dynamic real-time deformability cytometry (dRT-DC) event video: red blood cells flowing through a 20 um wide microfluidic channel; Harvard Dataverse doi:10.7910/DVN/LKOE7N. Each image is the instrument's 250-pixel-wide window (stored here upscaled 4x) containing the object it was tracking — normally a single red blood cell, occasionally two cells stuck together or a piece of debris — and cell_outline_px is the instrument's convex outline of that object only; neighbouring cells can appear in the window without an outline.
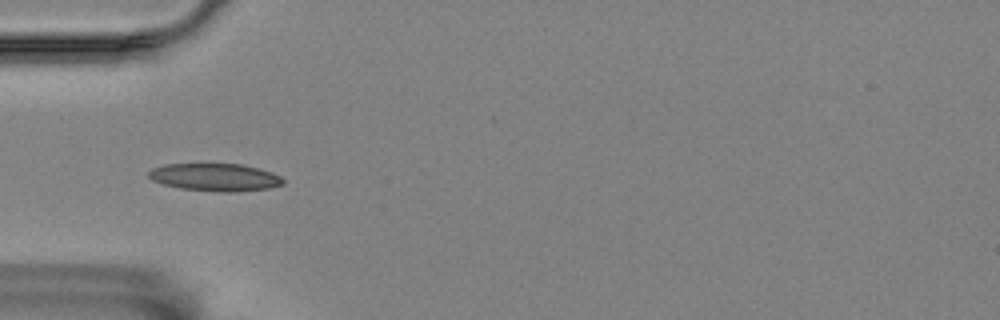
{"species": "Egyptian fruit bat (a non-hibernating species)", "species_latin": "Rousettus aegyptiacus", "temperature_condition": "room temperature", "stored_images_in_passage": 10, "camera_frame_rate_fps": 3000, "um_per_image_px": 0.085, "animal": {"sex": "female"}, "frame": {"image": 1, "passage_image": 6, "time_ms": 5.667, "image_size_px": [1000, 320], "cell_outline_px": [[284, 184], [272, 188], [236, 192], [220, 192], [180, 188], [164, 184], [152, 180], [148, 176], [148, 172], [152, 168], [164, 164], [244, 164], [260, 168], [272, 172], [280, 176], [284, 180]], "centroid_in_image_um": [18.33, 15.06], "position_along_channel_um": 66.7, "area_um2": 21.85}}
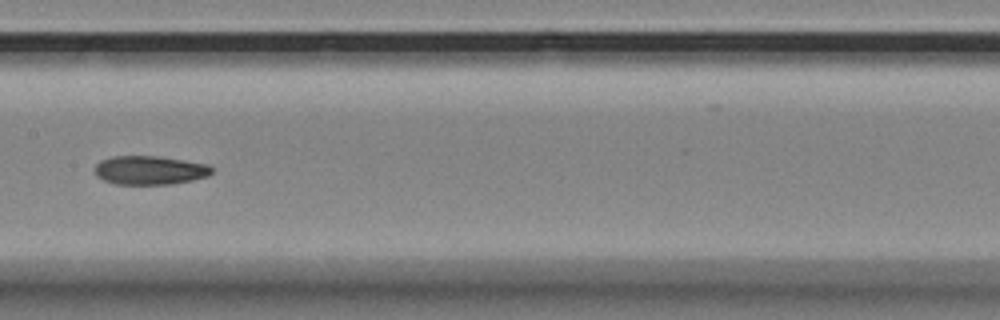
{"frame": {"image": 2, "passage_image": 9, "time_ms": 9.333, "image_size_px": [1000, 320], "cell_outline_px": [[212, 172], [208, 176], [192, 180], [172, 184], [116, 184], [104, 180], [96, 176], [92, 168], [100, 160], [112, 156], [156, 156], [184, 160], [208, 164], [212, 168]], "centroid_in_image_um": [12.69, 14.46], "position_along_channel_um": 194.7, "area_um2": 19.77}}
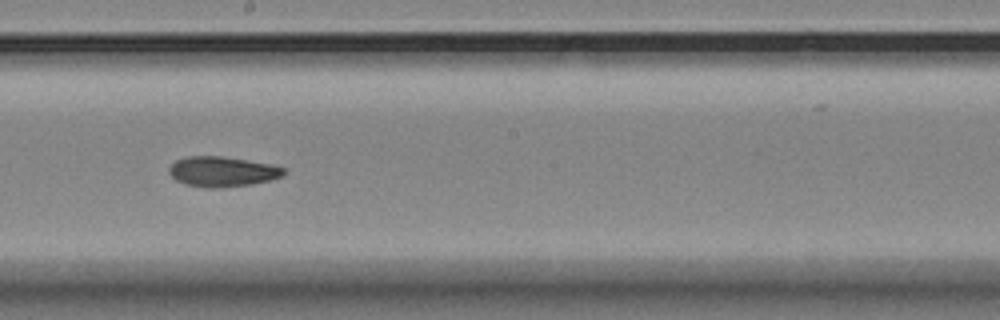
{"frame": {"image": 3, "passage_image": 10, "time_ms": 10.333, "image_size_px": [1000, 320], "cell_outline_px": [[284, 176], [272, 180], [252, 184], [220, 188], [204, 188], [184, 184], [176, 180], [168, 172], [168, 168], [176, 160], [188, 156], [220, 156], [272, 164], [284, 168]], "centroid_in_image_um": [18.89, 14.6], "position_along_channel_um": 229.3, "area_um2": 20.29}}